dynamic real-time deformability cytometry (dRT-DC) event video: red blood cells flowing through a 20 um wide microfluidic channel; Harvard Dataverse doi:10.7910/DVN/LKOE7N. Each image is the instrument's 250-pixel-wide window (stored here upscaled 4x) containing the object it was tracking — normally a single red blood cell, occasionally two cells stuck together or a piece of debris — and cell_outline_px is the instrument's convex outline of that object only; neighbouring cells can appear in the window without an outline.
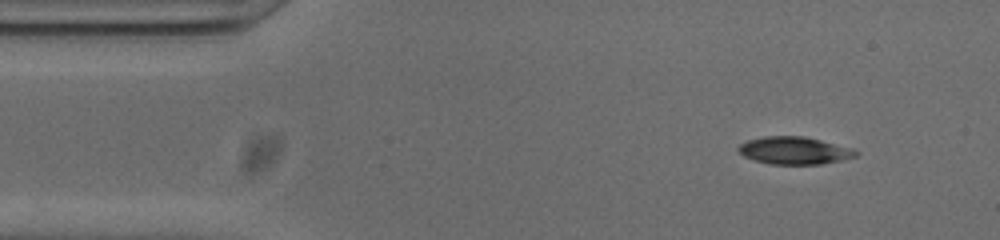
{"species": "common noctule bat (a hibernating species)", "species_latin": "Nyctalus noctula", "temperature_condition": "cold", "stored_images_in_passage": 47, "camera_frame_rate_fps": 3000, "um_per_image_px": 0.085, "animal": {"sex": "male", "body_mass_g": 20.0, "forearm_length_mm": 53.3}, "frame": {"image": 1, "passage_image": 1, "time_ms": 0.0, "image_size_px": [1000, 240], "cell_outline_px": [[860, 152], [856, 156], [840, 160], [820, 164], [772, 164], [756, 160], [744, 156], [736, 148], [740, 144], [748, 140], [764, 136], [804, 136], [852, 148]], "centroid_in_image_um": [67.52, 12.79], "position_along_channel_um": 17.5, "area_um2": 18.61}}
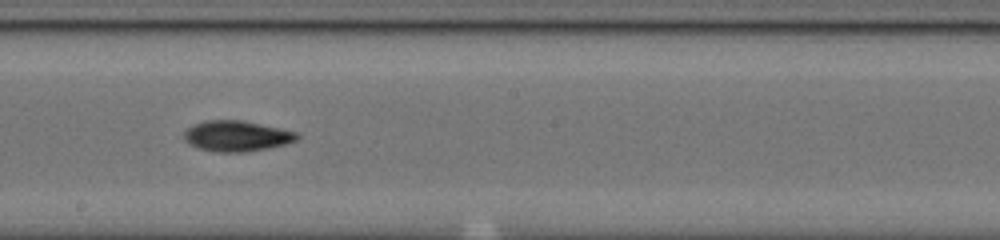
{"frame": {"image": 2, "passage_image": 23, "time_ms": 7.333, "image_size_px": [1000, 240], "cell_outline_px": [[300, 136], [296, 140], [284, 144], [268, 148], [244, 152], [216, 152], [200, 148], [188, 144], [184, 140], [184, 132], [192, 124], [204, 120], [240, 120], [260, 124], [296, 132]], "centroid_in_image_um": [20.07, 11.56], "position_along_channel_um": 228.1, "area_um2": 20.06}}
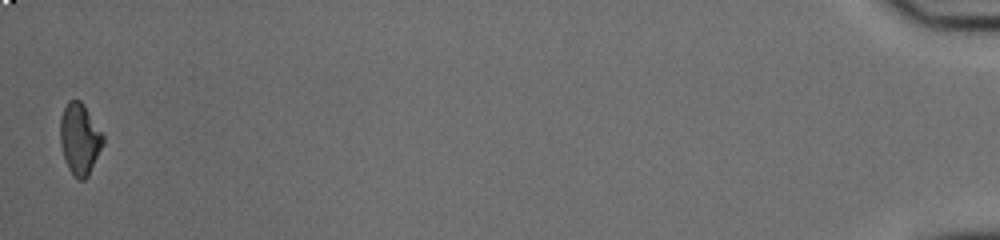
{"frame": {"image": 3, "passage_image": 47, "time_ms": 15.333, "image_size_px": [1000, 240], "cell_outline_px": [[104, 144], [88, 176], [84, 180], [80, 180], [68, 168], [60, 144], [60, 116], [68, 100], [80, 100], [84, 104], [104, 136]], "centroid_in_image_um": [6.78, 11.78], "position_along_channel_um": 428.4, "area_um2": 17.74}, "authors_computed_cell_mechanics": {"area_um2": 18.9584, "velocity_mm_per_s": 3.8549, "shape_relaxation_time_tau1_ms": 3.4052, "shape_relaxation_time_tau2_ms": 7.1272, "deformation_change_tau1": 0.1384, "deformation_change_tau2": 0.1277}}